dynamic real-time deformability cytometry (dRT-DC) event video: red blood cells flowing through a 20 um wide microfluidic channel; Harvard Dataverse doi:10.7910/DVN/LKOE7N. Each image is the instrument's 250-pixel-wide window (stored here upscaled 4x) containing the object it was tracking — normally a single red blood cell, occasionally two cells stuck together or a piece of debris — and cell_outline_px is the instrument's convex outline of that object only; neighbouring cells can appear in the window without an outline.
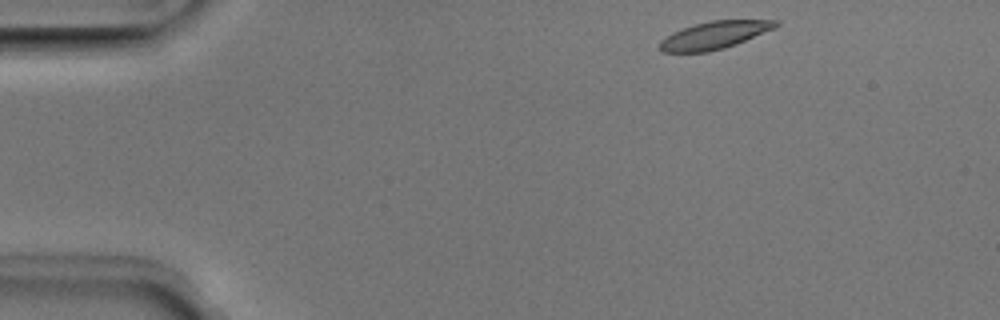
{"species": "Egyptian fruit bat (a non-hibernating species)", "species_latin": "Rousettus aegyptiacus", "temperature_condition": "room temperature", "stored_images_in_passage": 45, "camera_frame_rate_fps": 3000, "um_per_image_px": 0.085, "animal": {"sex": "male"}, "frame": {"image": 1, "passage_image": 1, "time_ms": 0.0, "image_size_px": [1000, 320], "cell_outline_px": [[780, 24], [772, 28], [736, 44], [724, 48], [708, 52], [664, 52], [660, 48], [660, 40], [672, 32], [696, 24], [712, 20], [780, 20]], "centroid_in_image_um": [60.7, 2.99], "position_along_channel_um": 24.3, "area_um2": 18.26}}
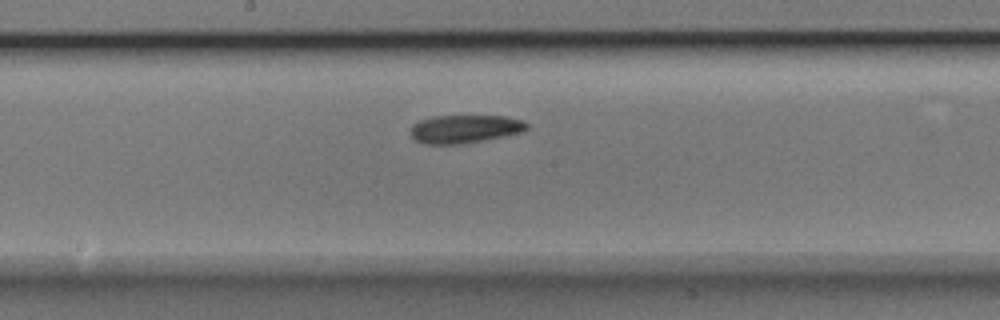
{"frame": {"image": 2, "passage_image": 21, "time_ms": 6.667, "image_size_px": [1000, 320], "cell_outline_px": [[528, 128], [524, 132], [464, 144], [420, 144], [412, 140], [412, 124], [420, 120], [436, 116], [508, 116], [524, 120], [528, 124]], "centroid_in_image_um": [39.53, 10.97], "position_along_channel_um": 208.7, "area_um2": 19.36}}
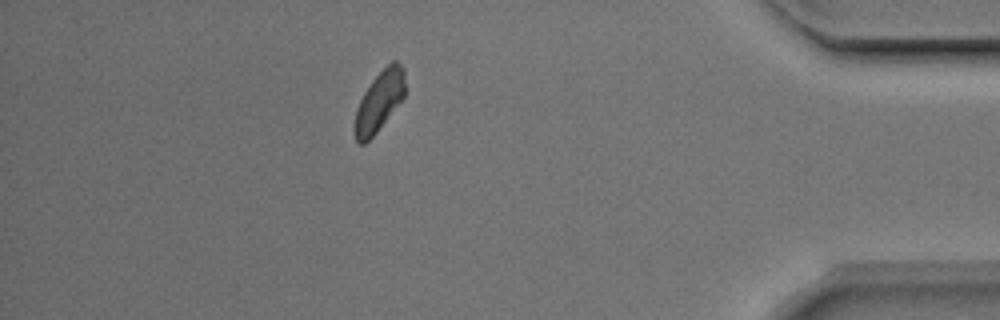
{"frame": {"image": 3, "passage_image": 39, "time_ms": 12.667, "image_size_px": [1000, 320], "cell_outline_px": [[404, 96], [376, 132], [364, 144], [360, 144], [356, 140], [352, 128], [356, 112], [360, 100], [364, 92], [372, 80], [392, 60], [396, 60], [404, 68]], "centroid_in_image_um": [32.21, 8.61], "position_along_channel_um": 403.0, "area_um2": 17.34}, "authors_computed_cell_mechanics": {"area_um2": 19.074, "velocity_mm_per_s": 3.9391, "shape_relaxation_time_tau1_ms": 3.6855, "shape_relaxation_time_tau2_ms": 5.563, "deformation_change_tau1": 0.1072, "deformation_change_tau2": 0.1083}}